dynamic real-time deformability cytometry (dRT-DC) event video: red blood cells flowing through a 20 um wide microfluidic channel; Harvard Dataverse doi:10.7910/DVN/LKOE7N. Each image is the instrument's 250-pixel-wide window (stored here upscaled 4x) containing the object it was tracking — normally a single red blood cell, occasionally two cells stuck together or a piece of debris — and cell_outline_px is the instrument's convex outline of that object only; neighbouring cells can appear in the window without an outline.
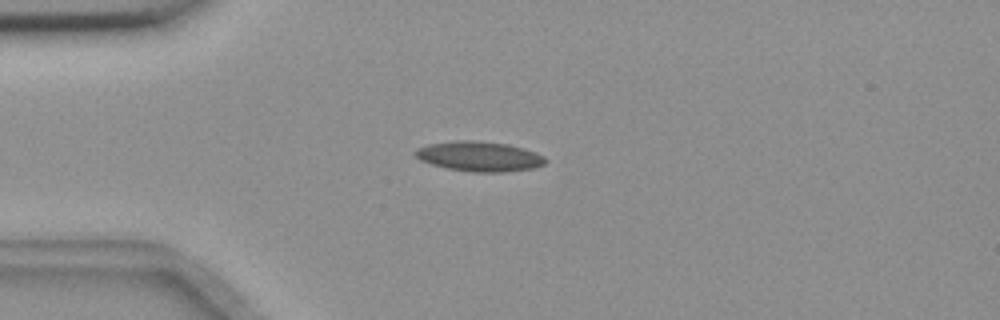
{"species": "common noctule bat (a hibernating species)", "species_latin": "Nyctalus noctula", "temperature_condition": "room temperature", "stored_images_in_passage": 14, "camera_frame_rate_fps": 3000, "um_per_image_px": 0.085, "animal": {"sex": "female", "body_mass_g": 18.4}, "frame": {"image": 1, "passage_image": 3, "time_ms": 0.667, "image_size_px": [1000, 320], "cell_outline_px": [[548, 160], [544, 164], [532, 168], [504, 172], [472, 172], [448, 168], [432, 164], [420, 160], [416, 156], [416, 148], [428, 144], [456, 140], [472, 140], [508, 144], [524, 148], [536, 152], [544, 156]], "centroid_in_image_um": [40.76, 13.28], "position_along_channel_um": 44.2, "area_um2": 22.66}}
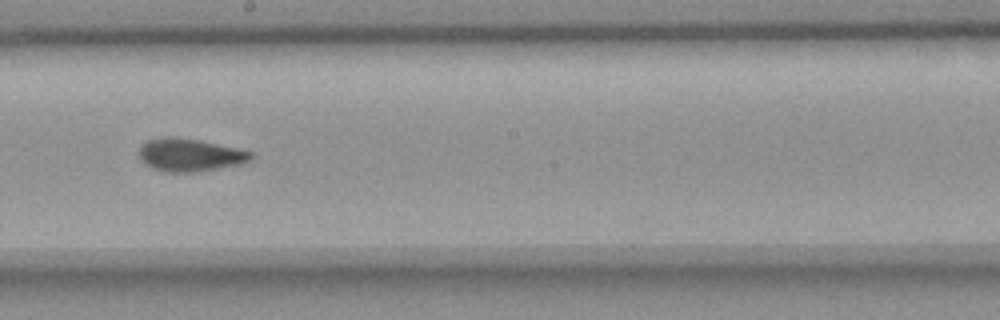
{"frame": {"image": 2, "passage_image": 8, "time_ms": 2.333, "image_size_px": [1000, 320], "cell_outline_px": [[252, 160], [244, 164], [196, 172], [168, 172], [152, 168], [140, 160], [140, 144], [148, 140], [160, 136], [176, 136], [200, 140], [236, 148], [252, 152]], "centroid_in_image_um": [16.14, 13.16], "position_along_channel_um": 232.1, "area_um2": 21.68}}
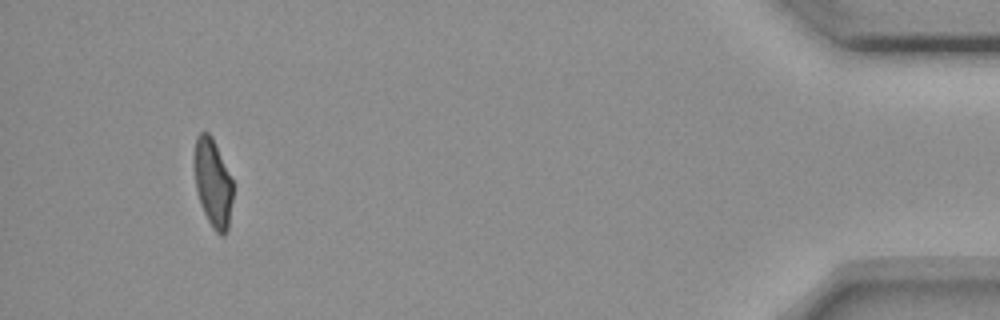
{"frame": {"image": 3, "passage_image": 13, "time_ms": 4.0, "image_size_px": [1000, 320], "cell_outline_px": [[232, 200], [228, 228], [224, 236], [220, 236], [212, 228], [200, 204], [196, 188], [192, 164], [192, 156], [196, 136], [200, 132], [208, 132], [212, 136], [232, 180]], "centroid_in_image_um": [18.05, 15.52], "position_along_channel_um": 417.2, "area_um2": 20.17}}